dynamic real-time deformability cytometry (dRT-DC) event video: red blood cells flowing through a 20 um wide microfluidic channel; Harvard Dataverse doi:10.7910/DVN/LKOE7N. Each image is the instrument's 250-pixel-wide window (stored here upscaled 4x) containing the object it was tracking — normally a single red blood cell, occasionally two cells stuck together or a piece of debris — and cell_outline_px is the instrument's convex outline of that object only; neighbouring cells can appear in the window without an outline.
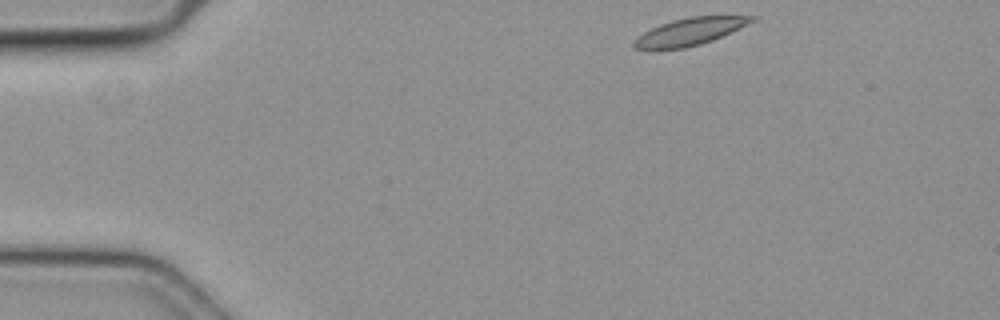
{"species": "common noctule bat (a hibernating species)", "species_latin": "Nyctalus noctula", "temperature_condition": "cold", "stored_images_in_passage": 48, "camera_frame_rate_fps": 3000, "um_per_image_px": 0.085, "animal": {"sex": "female", "body_mass_g": 19.3, "forearm_length_mm": 54.1}, "frame": {"image": 1, "passage_image": 1, "time_ms": 0.0, "image_size_px": [1000, 320], "cell_outline_px": [[760, 16], [756, 20], [712, 40], [700, 44], [684, 48], [648, 52], [636, 48], [632, 44], [632, 40], [636, 36], [660, 24], [672, 20], [688, 16]], "centroid_in_image_um": [58.52, 2.72], "position_along_channel_um": 26.5, "area_um2": 19.07}}
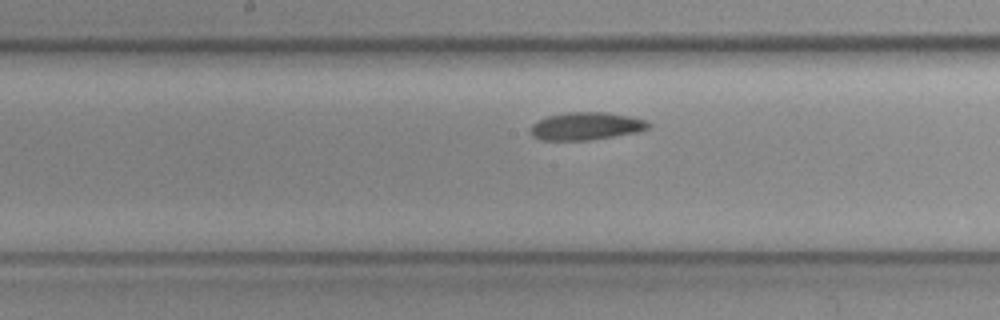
{"frame": {"image": 2, "passage_image": 21, "time_ms": 6.667, "image_size_px": [1000, 320], "cell_outline_px": [[652, 124], [648, 128], [636, 132], [588, 140], [540, 140], [532, 136], [528, 132], [532, 124], [548, 116], [564, 112], [608, 112], [648, 120]], "centroid_in_image_um": [49.79, 10.71], "position_along_channel_um": 198.4, "area_um2": 19.07}}
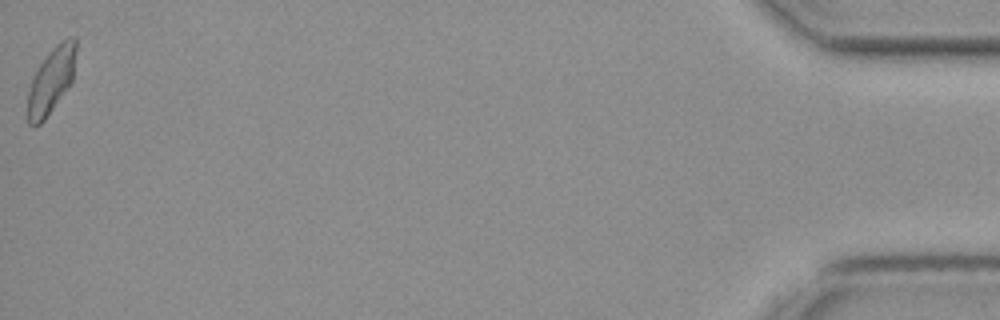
{"frame": {"image": 3, "passage_image": 48, "time_ms": 15.667, "image_size_px": [1000, 320], "cell_outline_px": [[76, 52], [72, 84], [44, 120], [40, 124], [28, 124], [28, 92], [32, 80], [40, 64], [48, 52], [60, 40], [68, 36], [76, 36]], "centroid_in_image_um": [4.4, 6.79], "position_along_channel_um": 430.8, "area_um2": 18.61}}